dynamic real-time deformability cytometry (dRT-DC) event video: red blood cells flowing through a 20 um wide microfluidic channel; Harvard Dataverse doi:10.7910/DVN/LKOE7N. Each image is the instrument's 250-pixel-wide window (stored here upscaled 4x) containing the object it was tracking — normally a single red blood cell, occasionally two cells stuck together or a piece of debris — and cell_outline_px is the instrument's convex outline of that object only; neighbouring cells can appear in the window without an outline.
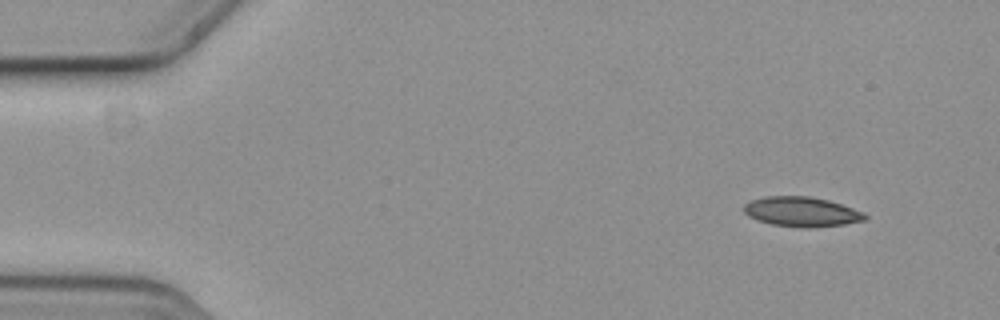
{"species": "common noctule bat (a hibernating species)", "species_latin": "Nyctalus noctula", "temperature_condition": "cold", "stored_images_in_passage": 5, "segment_of_instrument_passage": [2, 2], "camera_frame_rate_fps": 3000, "um_per_image_px": 0.085, "animal": {"sex": "female", "body_mass_g": 19.3, "forearm_length_mm": 54.1}, "frame": {"image": 1, "passage_image": 5, "time_ms": 1.333, "image_size_px": [1000, 320], "cell_outline_px": [[868, 220], [844, 224], [812, 228], [800, 228], [772, 224], [756, 220], [748, 216], [744, 212], [744, 204], [752, 200], [764, 196], [808, 196], [828, 200], [864, 212], [868, 216]], "centroid_in_image_um": [68.15, 18.01], "position_along_channel_um": 16.9, "area_um2": 21.15}}